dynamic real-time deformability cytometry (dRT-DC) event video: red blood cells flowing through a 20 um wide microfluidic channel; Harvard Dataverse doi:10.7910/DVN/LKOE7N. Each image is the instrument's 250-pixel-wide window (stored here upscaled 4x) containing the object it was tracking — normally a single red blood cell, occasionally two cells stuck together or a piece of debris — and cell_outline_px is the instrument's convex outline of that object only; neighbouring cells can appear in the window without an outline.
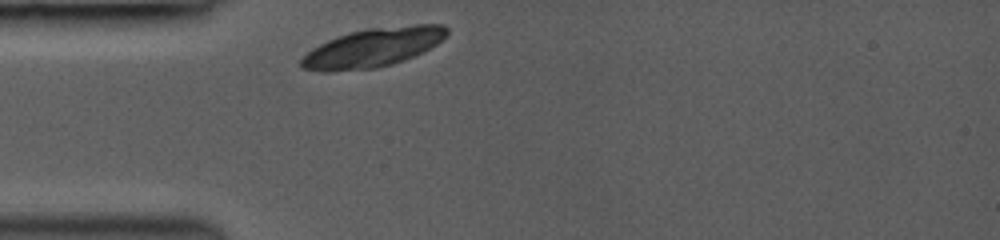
{"species": "common noctule bat (a hibernating species)", "species_latin": "Nyctalus noctula", "temperature_condition": "room temperature", "stored_images_in_passage": 22, "camera_frame_rate_fps": 3000, "um_per_image_px": 0.085, "animal": {"sex": "female", "body_mass_g": 19.0, "forearm_length_mm": 53.3}, "frame": {"image": 1, "passage_image": 1, "time_ms": 0.0, "image_size_px": [1000, 240], "cell_outline_px": [[448, 32], [436, 44], [404, 60], [392, 64], [376, 68], [328, 72], [320, 72], [300, 68], [300, 60], [312, 48], [336, 36], [348, 32], [368, 28], [412, 24], [444, 24], [448, 28]], "centroid_in_image_um": [31.66, 4.04], "position_along_channel_um": 53.3, "area_um2": 33.06}}
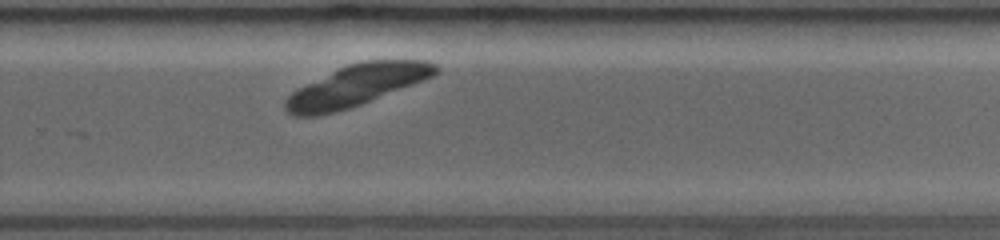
{"frame": {"image": 2, "passage_image": 16, "time_ms": 6.333, "image_size_px": [1000, 240], "cell_outline_px": [[440, 72], [424, 80], [352, 108], [320, 116], [292, 116], [284, 108], [284, 100], [296, 88], [348, 64], [364, 60], [428, 60], [436, 64], [440, 68]], "centroid_in_image_um": [30.3, 7.28], "position_along_channel_um": 299.5, "area_um2": 36.41}}